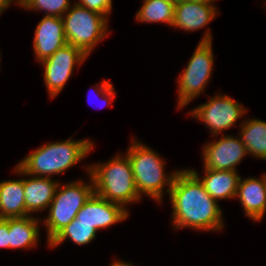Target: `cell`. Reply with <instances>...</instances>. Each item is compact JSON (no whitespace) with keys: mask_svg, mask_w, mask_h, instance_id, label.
Listing matches in <instances>:
<instances>
[{"mask_svg":"<svg viewBox=\"0 0 266 266\" xmlns=\"http://www.w3.org/2000/svg\"><path fill=\"white\" fill-rule=\"evenodd\" d=\"M89 177V183L78 180L60 185L59 182L49 205V214L43 220L47 228V242L76 218L78 211L94 193L93 181Z\"/></svg>","mask_w":266,"mask_h":266,"instance_id":"5b68a950","label":"cell"},{"mask_svg":"<svg viewBox=\"0 0 266 266\" xmlns=\"http://www.w3.org/2000/svg\"><path fill=\"white\" fill-rule=\"evenodd\" d=\"M214 55L211 30L207 29L186 68L178 76V108L181 109L204 92L212 75Z\"/></svg>","mask_w":266,"mask_h":266,"instance_id":"8992f818","label":"cell"},{"mask_svg":"<svg viewBox=\"0 0 266 266\" xmlns=\"http://www.w3.org/2000/svg\"><path fill=\"white\" fill-rule=\"evenodd\" d=\"M179 1L213 4L212 2H214L216 0H179Z\"/></svg>","mask_w":266,"mask_h":266,"instance_id":"4316f807","label":"cell"},{"mask_svg":"<svg viewBox=\"0 0 266 266\" xmlns=\"http://www.w3.org/2000/svg\"><path fill=\"white\" fill-rule=\"evenodd\" d=\"M169 197L175 229L189 227L213 232L223 228V215L218 202L207 193L202 182L190 169L177 171Z\"/></svg>","mask_w":266,"mask_h":266,"instance_id":"6da1fadb","label":"cell"},{"mask_svg":"<svg viewBox=\"0 0 266 266\" xmlns=\"http://www.w3.org/2000/svg\"><path fill=\"white\" fill-rule=\"evenodd\" d=\"M90 139L51 142L37 148L17 165L28 175L51 178L83 160L93 149Z\"/></svg>","mask_w":266,"mask_h":266,"instance_id":"7a4b0ae2","label":"cell"},{"mask_svg":"<svg viewBox=\"0 0 266 266\" xmlns=\"http://www.w3.org/2000/svg\"><path fill=\"white\" fill-rule=\"evenodd\" d=\"M163 1H166V2H171V3H177L179 0H163Z\"/></svg>","mask_w":266,"mask_h":266,"instance_id":"f1b7e54d","label":"cell"},{"mask_svg":"<svg viewBox=\"0 0 266 266\" xmlns=\"http://www.w3.org/2000/svg\"><path fill=\"white\" fill-rule=\"evenodd\" d=\"M109 266H125V261L116 260L115 262L111 263Z\"/></svg>","mask_w":266,"mask_h":266,"instance_id":"83f0119b","label":"cell"},{"mask_svg":"<svg viewBox=\"0 0 266 266\" xmlns=\"http://www.w3.org/2000/svg\"><path fill=\"white\" fill-rule=\"evenodd\" d=\"M40 219L28 215L8 218L9 249L35 248L39 241Z\"/></svg>","mask_w":266,"mask_h":266,"instance_id":"e0dca14e","label":"cell"},{"mask_svg":"<svg viewBox=\"0 0 266 266\" xmlns=\"http://www.w3.org/2000/svg\"><path fill=\"white\" fill-rule=\"evenodd\" d=\"M246 112L247 109L230 96L216 94L188 114L202 121L211 130L213 137H216L222 131L232 128Z\"/></svg>","mask_w":266,"mask_h":266,"instance_id":"ba28073f","label":"cell"},{"mask_svg":"<svg viewBox=\"0 0 266 266\" xmlns=\"http://www.w3.org/2000/svg\"><path fill=\"white\" fill-rule=\"evenodd\" d=\"M97 231L93 226L81 223L75 218L48 242V246L57 247L66 239H70L77 245H86L95 239Z\"/></svg>","mask_w":266,"mask_h":266,"instance_id":"ffe728a7","label":"cell"},{"mask_svg":"<svg viewBox=\"0 0 266 266\" xmlns=\"http://www.w3.org/2000/svg\"><path fill=\"white\" fill-rule=\"evenodd\" d=\"M246 154V146L241 138L222 134L216 142L205 144L202 152L203 169L236 171V166Z\"/></svg>","mask_w":266,"mask_h":266,"instance_id":"30bf717a","label":"cell"},{"mask_svg":"<svg viewBox=\"0 0 266 266\" xmlns=\"http://www.w3.org/2000/svg\"><path fill=\"white\" fill-rule=\"evenodd\" d=\"M125 266H134L133 264H129L128 262H125Z\"/></svg>","mask_w":266,"mask_h":266,"instance_id":"f546056e","label":"cell"},{"mask_svg":"<svg viewBox=\"0 0 266 266\" xmlns=\"http://www.w3.org/2000/svg\"><path fill=\"white\" fill-rule=\"evenodd\" d=\"M14 169L19 175L30 176L23 178L26 216L49 208L59 182L52 178L28 175L18 165Z\"/></svg>","mask_w":266,"mask_h":266,"instance_id":"4fadbf2b","label":"cell"},{"mask_svg":"<svg viewBox=\"0 0 266 266\" xmlns=\"http://www.w3.org/2000/svg\"><path fill=\"white\" fill-rule=\"evenodd\" d=\"M24 9L45 11V16L62 17L71 7L70 0H20Z\"/></svg>","mask_w":266,"mask_h":266,"instance_id":"7402d4cb","label":"cell"},{"mask_svg":"<svg viewBox=\"0 0 266 266\" xmlns=\"http://www.w3.org/2000/svg\"><path fill=\"white\" fill-rule=\"evenodd\" d=\"M13 1H16L17 5L19 4L20 6V0H0V15L2 14V12H4L6 8L9 7L10 4L13 3Z\"/></svg>","mask_w":266,"mask_h":266,"instance_id":"484cf974","label":"cell"},{"mask_svg":"<svg viewBox=\"0 0 266 266\" xmlns=\"http://www.w3.org/2000/svg\"><path fill=\"white\" fill-rule=\"evenodd\" d=\"M93 88H94L93 92L97 94V96H101L100 98L103 101V105L104 104L109 105L112 102L111 100H113L116 96L115 95L116 92L114 91L113 84L107 80L102 81L100 85H95V87ZM88 100H91L89 96H88ZM100 107H103V106H100Z\"/></svg>","mask_w":266,"mask_h":266,"instance_id":"cb8c5ba5","label":"cell"},{"mask_svg":"<svg viewBox=\"0 0 266 266\" xmlns=\"http://www.w3.org/2000/svg\"><path fill=\"white\" fill-rule=\"evenodd\" d=\"M0 248H9L8 218L0 219Z\"/></svg>","mask_w":266,"mask_h":266,"instance_id":"d4e9b609","label":"cell"},{"mask_svg":"<svg viewBox=\"0 0 266 266\" xmlns=\"http://www.w3.org/2000/svg\"><path fill=\"white\" fill-rule=\"evenodd\" d=\"M239 136L247 154L266 160V122L259 119L242 121Z\"/></svg>","mask_w":266,"mask_h":266,"instance_id":"d6986e66","label":"cell"},{"mask_svg":"<svg viewBox=\"0 0 266 266\" xmlns=\"http://www.w3.org/2000/svg\"><path fill=\"white\" fill-rule=\"evenodd\" d=\"M238 198L249 219L260 221L266 211V173L261 178L239 180L235 198Z\"/></svg>","mask_w":266,"mask_h":266,"instance_id":"5bb4252c","label":"cell"},{"mask_svg":"<svg viewBox=\"0 0 266 266\" xmlns=\"http://www.w3.org/2000/svg\"><path fill=\"white\" fill-rule=\"evenodd\" d=\"M131 163L134 181L139 196L147 195L161 203L165 186L169 194L174 177L178 170L169 175L165 173V161L157 152L136 139L126 152Z\"/></svg>","mask_w":266,"mask_h":266,"instance_id":"277c9868","label":"cell"},{"mask_svg":"<svg viewBox=\"0 0 266 266\" xmlns=\"http://www.w3.org/2000/svg\"><path fill=\"white\" fill-rule=\"evenodd\" d=\"M129 215V211L122 205L110 202L93 193L78 211L76 219L99 230L122 222Z\"/></svg>","mask_w":266,"mask_h":266,"instance_id":"8fae6325","label":"cell"},{"mask_svg":"<svg viewBox=\"0 0 266 266\" xmlns=\"http://www.w3.org/2000/svg\"><path fill=\"white\" fill-rule=\"evenodd\" d=\"M67 44L62 17L43 16L38 23L33 40V50L39 62L47 59Z\"/></svg>","mask_w":266,"mask_h":266,"instance_id":"7c38bea8","label":"cell"},{"mask_svg":"<svg viewBox=\"0 0 266 266\" xmlns=\"http://www.w3.org/2000/svg\"><path fill=\"white\" fill-rule=\"evenodd\" d=\"M75 4L89 10L98 12L108 19V14L112 11V0H79Z\"/></svg>","mask_w":266,"mask_h":266,"instance_id":"603a6c76","label":"cell"},{"mask_svg":"<svg viewBox=\"0 0 266 266\" xmlns=\"http://www.w3.org/2000/svg\"><path fill=\"white\" fill-rule=\"evenodd\" d=\"M175 3L163 0H143L141 8L136 13L138 22L166 23L172 26L174 21Z\"/></svg>","mask_w":266,"mask_h":266,"instance_id":"44dd1931","label":"cell"},{"mask_svg":"<svg viewBox=\"0 0 266 266\" xmlns=\"http://www.w3.org/2000/svg\"><path fill=\"white\" fill-rule=\"evenodd\" d=\"M87 57L80 48L67 43L52 56L40 62L44 66V82L51 98L63 90L75 65H81Z\"/></svg>","mask_w":266,"mask_h":266,"instance_id":"9c48e42d","label":"cell"},{"mask_svg":"<svg viewBox=\"0 0 266 266\" xmlns=\"http://www.w3.org/2000/svg\"><path fill=\"white\" fill-rule=\"evenodd\" d=\"M202 182L207 193L215 200L235 198L240 176L236 171L204 169V176L190 169Z\"/></svg>","mask_w":266,"mask_h":266,"instance_id":"2e32d148","label":"cell"},{"mask_svg":"<svg viewBox=\"0 0 266 266\" xmlns=\"http://www.w3.org/2000/svg\"><path fill=\"white\" fill-rule=\"evenodd\" d=\"M87 173L92 178L94 193L125 209L127 204L139 202L141 197L137 191L131 163L128 156L120 154L98 164L86 165Z\"/></svg>","mask_w":266,"mask_h":266,"instance_id":"3957f363","label":"cell"},{"mask_svg":"<svg viewBox=\"0 0 266 266\" xmlns=\"http://www.w3.org/2000/svg\"><path fill=\"white\" fill-rule=\"evenodd\" d=\"M25 216L23 179L0 182V219Z\"/></svg>","mask_w":266,"mask_h":266,"instance_id":"ac0fdd59","label":"cell"},{"mask_svg":"<svg viewBox=\"0 0 266 266\" xmlns=\"http://www.w3.org/2000/svg\"><path fill=\"white\" fill-rule=\"evenodd\" d=\"M62 19L67 43L80 48L87 56L110 33L104 15L75 3Z\"/></svg>","mask_w":266,"mask_h":266,"instance_id":"52a82bcc","label":"cell"},{"mask_svg":"<svg viewBox=\"0 0 266 266\" xmlns=\"http://www.w3.org/2000/svg\"><path fill=\"white\" fill-rule=\"evenodd\" d=\"M217 14L219 12L214 4L178 1L174 7L172 26L194 32L207 26Z\"/></svg>","mask_w":266,"mask_h":266,"instance_id":"9a60e30c","label":"cell"}]
</instances>
